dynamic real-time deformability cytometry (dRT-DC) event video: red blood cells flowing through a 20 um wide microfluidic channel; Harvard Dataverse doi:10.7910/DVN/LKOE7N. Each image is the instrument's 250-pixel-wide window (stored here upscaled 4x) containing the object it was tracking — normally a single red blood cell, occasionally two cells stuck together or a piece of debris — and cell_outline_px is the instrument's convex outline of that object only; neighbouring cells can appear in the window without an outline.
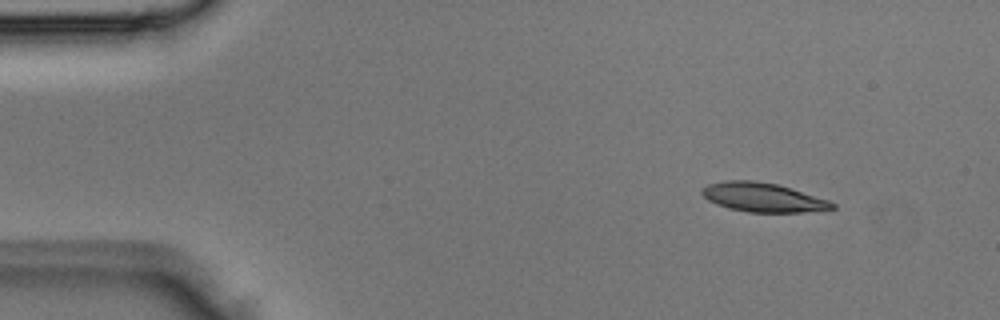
{"species": "Egyptian fruit bat (a non-hibernating species)", "species_latin": "Rousettus aegyptiacus", "temperature_condition": "room temperature", "stored_images_in_passage": 3, "camera_frame_rate_fps": 3000, "um_per_image_px": 0.085, "animal": {"sex": "male"}, "frame": {"image": 1, "passage_image": 1, "time_ms": 0.0, "image_size_px": [1000, 320], "cell_outline_px": [[836, 208], [804, 212], [748, 212], [728, 208], [716, 204], [708, 200], [700, 192], [708, 184], [724, 180], [752, 180], [776, 184], [828, 200], [836, 204]], "centroid_in_image_um": [64.82, 16.78], "position_along_channel_um": 20.2, "area_um2": 21.85}}